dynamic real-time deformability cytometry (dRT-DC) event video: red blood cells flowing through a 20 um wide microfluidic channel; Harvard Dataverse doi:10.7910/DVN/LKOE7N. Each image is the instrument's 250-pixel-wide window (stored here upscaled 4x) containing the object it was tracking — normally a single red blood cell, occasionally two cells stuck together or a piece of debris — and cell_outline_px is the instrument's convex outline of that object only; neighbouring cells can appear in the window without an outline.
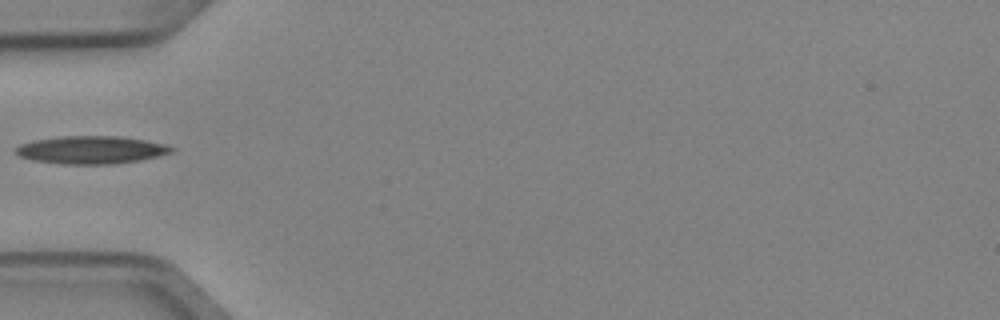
{"species": "Egyptian fruit bat (a non-hibernating species)", "species_latin": "Rousettus aegyptiacus", "temperature_condition": "cold", "stored_images_in_passage": 1, "camera_frame_rate_fps": 3000, "um_per_image_px": 0.085, "animal": {"sex": "female"}, "frame": {"image": 1, "passage_image": 1, "time_ms": 0.0, "image_size_px": [1000, 320], "cell_outline_px": [[176, 148], [172, 152], [140, 160], [112, 164], [60, 164], [32, 160], [20, 156], [16, 152], [16, 148], [20, 144], [32, 140], [60, 136], [120, 136], [144, 140], [164, 144]], "centroid_in_image_um": [7.73, 12.74], "position_along_channel_um": 77.3, "area_um2": 25.2}}